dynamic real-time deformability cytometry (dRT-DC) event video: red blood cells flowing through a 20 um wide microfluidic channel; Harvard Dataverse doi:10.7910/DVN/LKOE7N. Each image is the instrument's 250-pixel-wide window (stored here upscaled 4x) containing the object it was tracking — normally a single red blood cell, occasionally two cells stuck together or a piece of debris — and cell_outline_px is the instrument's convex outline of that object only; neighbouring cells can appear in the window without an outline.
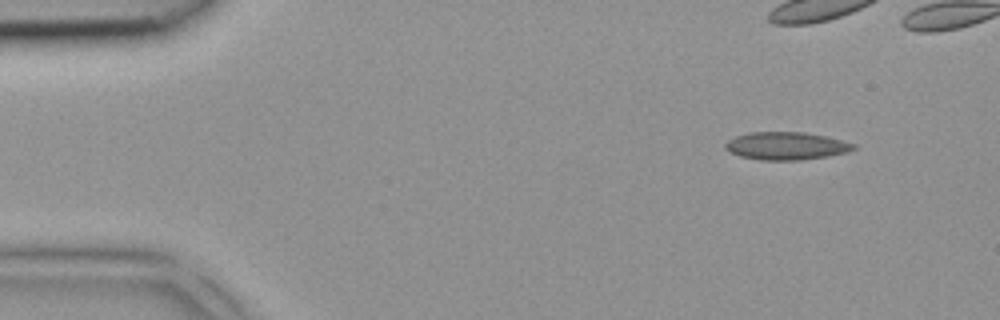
{"species": "common noctule bat (a hibernating species)", "species_latin": "Nyctalus noctula", "temperature_condition": "room temperature", "stored_images_in_passage": 3, "camera_frame_rate_fps": 3000, "um_per_image_px": 0.085, "animal": {"sex": "female", "body_mass_g": 18.4}, "frame": {"image": 1, "passage_image": 3, "time_ms": 0.667, "image_size_px": [1000, 320], "cell_outline_px": [[856, 148], [848, 152], [800, 160], [760, 160], [740, 156], [724, 148], [724, 144], [728, 140], [736, 136], [748, 132], [804, 132], [824, 136], [856, 144]], "centroid_in_image_um": [66.8, 12.4], "position_along_channel_um": 18.2, "area_um2": 20.58}}